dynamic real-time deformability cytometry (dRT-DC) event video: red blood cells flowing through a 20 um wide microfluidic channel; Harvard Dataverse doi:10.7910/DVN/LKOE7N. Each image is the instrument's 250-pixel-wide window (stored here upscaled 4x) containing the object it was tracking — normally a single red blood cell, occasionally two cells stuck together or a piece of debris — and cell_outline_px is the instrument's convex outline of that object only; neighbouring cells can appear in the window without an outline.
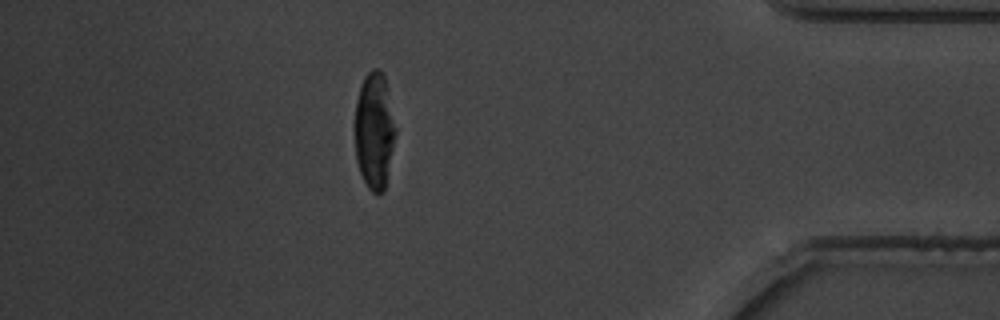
{"species": "common noctule bat (a hibernating species)", "species_latin": "Nyctalus noctula", "temperature_condition": "warm", "stored_images_in_passage": 37, "camera_frame_rate_fps": 3000, "um_per_image_px": 0.085, "animal": {"sex": "male", "body_mass_g": 19.5, "forearm_length_mm": 54.6}, "frame": {"image": 1, "passage_image": 32, "time_ms": 10.333, "image_size_px": [1000, 320], "cell_outline_px": [[396, 132], [384, 192], [372, 192], [368, 188], [360, 172], [356, 160], [352, 128], [356, 100], [364, 76], [372, 68], [376, 68], [384, 76], [396, 128]], "centroid_in_image_um": [31.77, 11.11], "position_along_channel_um": 403.4, "area_um2": 28.03}, "authors_computed_cell_mechanics": {"area_um2": 26.9348, "velocity_mm_per_s": 3.65, "shape_relaxation_time_tau1_ms": 4.3198, "shape_relaxation_time_tau2_ms": 1.3576, "deformation_change_tau1": 0.151, "deformation_change_tau2": 0.0545}}